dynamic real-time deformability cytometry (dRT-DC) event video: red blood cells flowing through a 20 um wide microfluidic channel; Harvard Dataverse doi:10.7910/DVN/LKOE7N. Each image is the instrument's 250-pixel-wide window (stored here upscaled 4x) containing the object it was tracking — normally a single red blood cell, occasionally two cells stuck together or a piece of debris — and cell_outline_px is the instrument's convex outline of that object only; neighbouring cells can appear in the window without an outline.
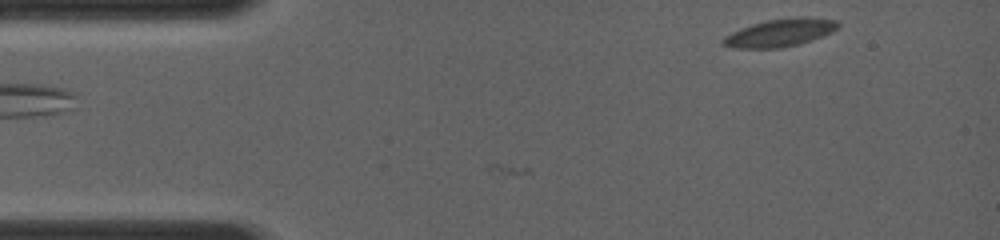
{"species": "common noctule bat (a hibernating species)", "species_latin": "Nyctalus noctula", "temperature_condition": "room temperature", "stored_images_in_passage": 5, "camera_frame_rate_fps": 4000, "um_per_image_px": 0.085, "animal": {"sex": "female", "body_mass_g": 19.0, "forearm_length_mm": 56.7}, "frame": {"image": 1, "passage_image": 1, "time_ms": 0.0, "image_size_px": [1000, 240], "cell_outline_px": [[840, 28], [824, 36], [800, 44], [780, 48], [736, 48], [720, 44], [720, 40], [724, 36], [740, 28], [752, 24], [768, 20], [796, 16], [804, 16], [836, 20], [840, 24]], "centroid_in_image_um": [66.32, 2.78], "position_along_channel_um": 18.7, "area_um2": 18.9}}
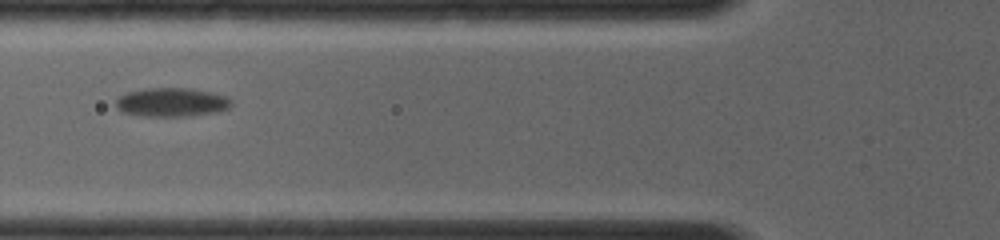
{"frame": {"image": 2, "passage_image": 5, "time_ms": 4.25, "image_size_px": [1000, 240], "cell_outline_px": [[232, 104], [228, 108], [216, 112], [192, 116], [144, 116], [120, 112], [116, 108], [116, 96], [128, 92], [144, 88], [192, 88], [212, 92], [228, 96], [232, 100]], "centroid_in_image_um": [14.58, 8.68], "position_along_channel_um": 111.2, "area_um2": 19.77}}